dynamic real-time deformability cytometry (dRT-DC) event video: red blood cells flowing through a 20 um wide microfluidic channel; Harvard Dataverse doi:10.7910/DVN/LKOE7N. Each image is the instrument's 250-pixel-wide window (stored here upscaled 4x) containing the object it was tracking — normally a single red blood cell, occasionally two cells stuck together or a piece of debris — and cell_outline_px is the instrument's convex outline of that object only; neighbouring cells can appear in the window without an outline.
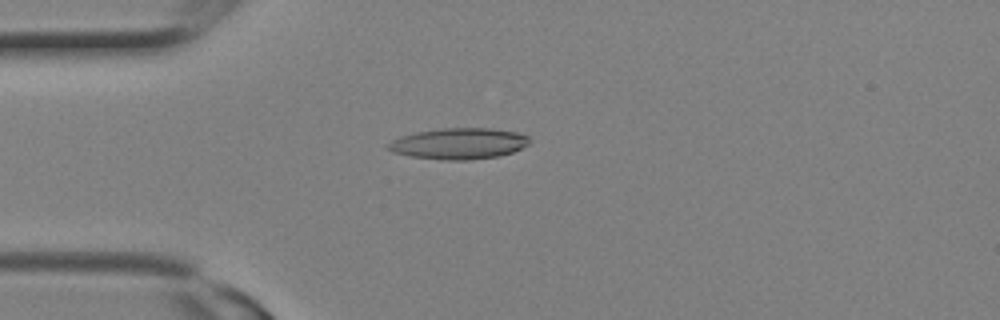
{"species": "Egyptian fruit bat (a non-hibernating species)", "species_latin": "Rousettus aegyptiacus", "temperature_condition": "room temperature", "stored_images_in_passage": 8, "camera_frame_rate_fps": 3000, "um_per_image_px": 0.085, "animal": {"sex": "female"}, "frame": {"image": 1, "passage_image": 4, "time_ms": 1.0, "image_size_px": [1000, 320], "cell_outline_px": [[532, 140], [528, 144], [512, 152], [500, 156], [468, 160], [440, 160], [412, 156], [392, 152], [388, 148], [388, 144], [392, 140], [400, 136], [416, 132], [440, 128], [488, 128], [516, 132], [528, 136]], "centroid_in_image_um": [39.0, 12.2], "position_along_channel_um": 46.0, "area_um2": 25.61}}
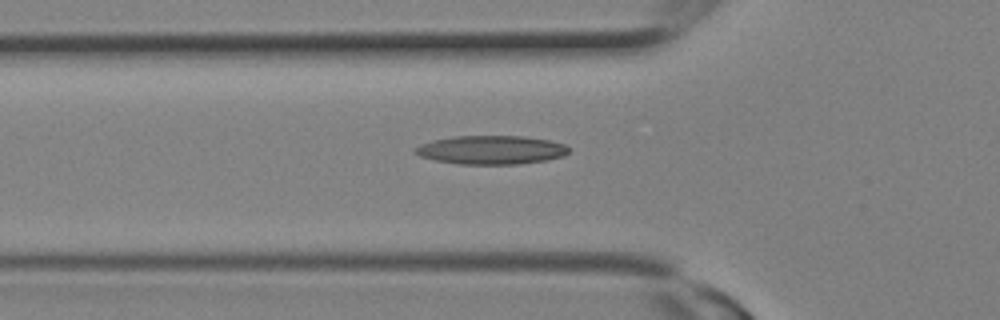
{"frame": {"image": 2, "passage_image": 6, "time_ms": 1.667, "image_size_px": [1000, 320], "cell_outline_px": [[568, 152], [564, 156], [544, 160], [520, 164], [456, 164], [436, 160], [420, 156], [412, 152], [412, 148], [420, 144], [432, 140], [452, 136], [524, 136], [548, 140], [564, 144], [568, 148]], "centroid_in_image_um": [41.69, 12.74], "position_along_channel_um": 84.1, "area_um2": 25.78}}
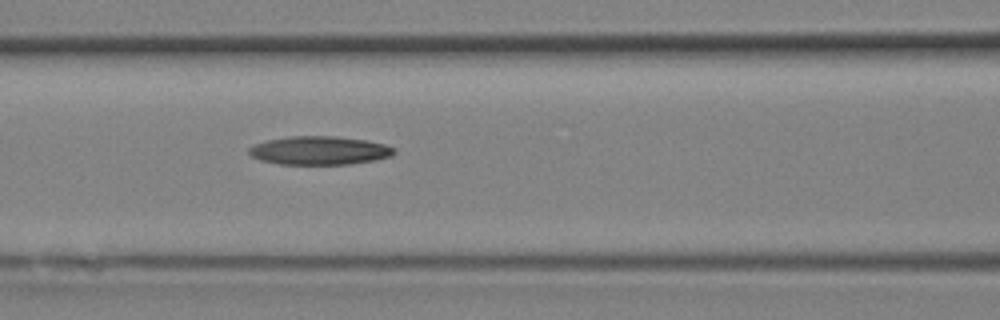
{"frame": {"image": 3, "passage_image": 8, "time_ms": 2.333, "image_size_px": [1000, 320], "cell_outline_px": [[396, 152], [392, 156], [376, 160], [352, 164], [280, 164], [260, 160], [252, 156], [248, 152], [248, 148], [252, 144], [268, 140], [292, 136], [336, 136], [368, 140], [384, 144], [396, 148]], "centroid_in_image_um": [27.18, 12.79], "position_along_channel_um": 139.4, "area_um2": 24.33}}